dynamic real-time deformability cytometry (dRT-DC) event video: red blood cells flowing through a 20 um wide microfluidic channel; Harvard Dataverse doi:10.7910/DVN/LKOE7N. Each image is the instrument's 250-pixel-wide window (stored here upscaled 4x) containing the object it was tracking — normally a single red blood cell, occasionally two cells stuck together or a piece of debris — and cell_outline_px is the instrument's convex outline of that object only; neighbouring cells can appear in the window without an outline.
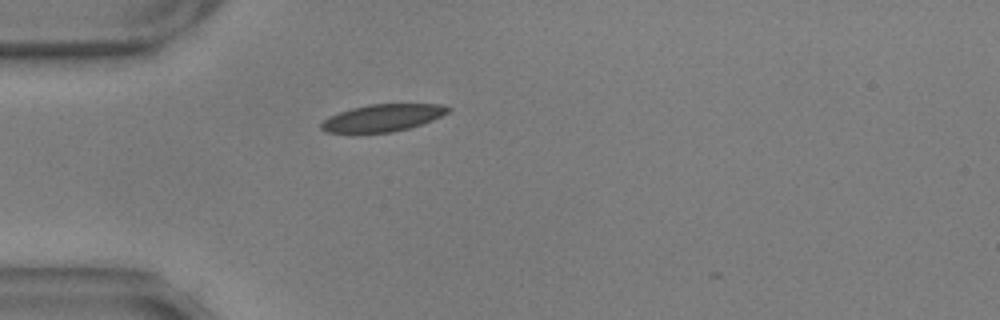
{"species": "common noctule bat (a hibernating species)", "species_latin": "Nyctalus noctula", "temperature_condition": "warm", "stored_images_in_passage": 2, "camera_frame_rate_fps": 3000, "um_per_image_px": 0.085, "animal": {"sex": "male", "body_mass_g": 17.9, "forearm_length_mm": 54.2}, "frame": {"image": 1, "passage_image": 1, "time_ms": 0.0, "image_size_px": [1000, 320], "cell_outline_px": [[452, 108], [448, 112], [432, 120], [408, 128], [392, 132], [324, 132], [320, 128], [320, 124], [328, 116], [352, 108], [368, 104], [440, 104]], "centroid_in_image_um": [32.5, 10.01], "position_along_channel_um": 52.5, "area_um2": 19.83}}